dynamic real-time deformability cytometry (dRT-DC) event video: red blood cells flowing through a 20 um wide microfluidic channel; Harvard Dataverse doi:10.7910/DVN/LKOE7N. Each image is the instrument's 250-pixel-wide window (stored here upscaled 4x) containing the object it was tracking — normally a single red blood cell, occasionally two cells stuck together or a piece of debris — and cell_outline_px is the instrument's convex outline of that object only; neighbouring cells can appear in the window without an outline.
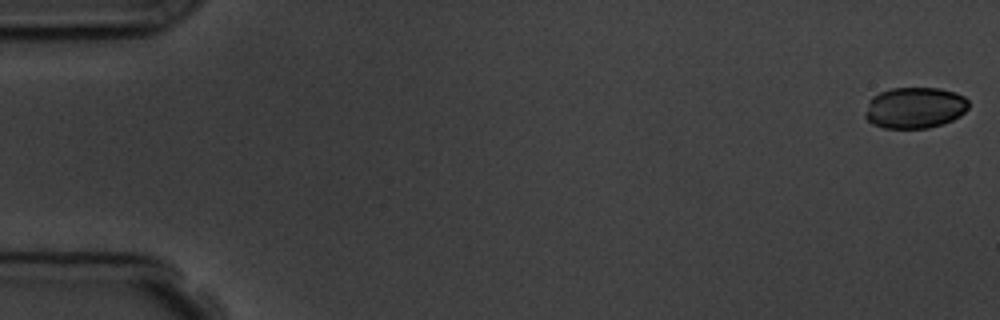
{"species": "common noctule bat (a hibernating species)", "species_latin": "Nyctalus noctula", "temperature_condition": "room temperature", "stored_images_in_passage": 5, "segment_of_instrument_passage": [2, 2], "camera_frame_rate_fps": 3000, "um_per_image_px": 0.085, "animal": {"sex": "male", "body_mass_g": 19.5, "forearm_length_mm": 54.6}, "frame": {"image": 1, "passage_image": 5, "time_ms": 5.333, "image_size_px": [1000, 320], "cell_outline_px": [[968, 108], [960, 116], [944, 124], [928, 128], [884, 128], [872, 124], [864, 116], [864, 112], [868, 100], [872, 96], [880, 92], [892, 88], [940, 88], [956, 92], [964, 96], [968, 100]], "centroid_in_image_um": [77.75, 9.16], "position_along_channel_um": 7.3, "area_um2": 25.14}}